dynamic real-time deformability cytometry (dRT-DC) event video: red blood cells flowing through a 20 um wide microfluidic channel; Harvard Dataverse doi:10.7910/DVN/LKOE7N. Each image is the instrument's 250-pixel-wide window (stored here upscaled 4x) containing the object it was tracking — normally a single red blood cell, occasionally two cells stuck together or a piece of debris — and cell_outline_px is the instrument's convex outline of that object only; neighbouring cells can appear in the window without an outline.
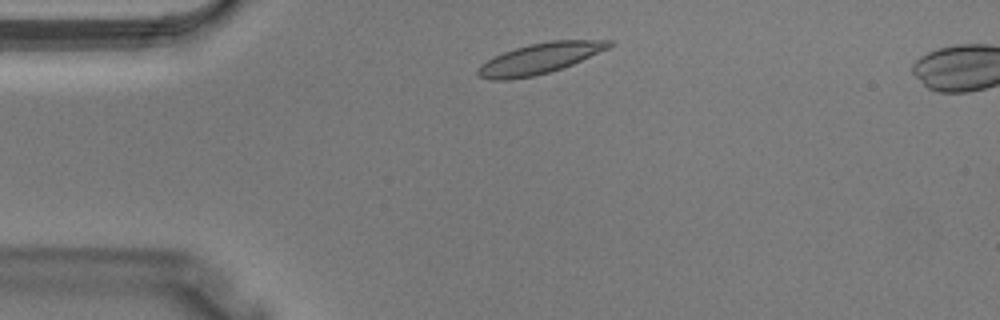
{"species": "Egyptian fruit bat (a non-hibernating species)", "species_latin": "Rousettus aegyptiacus", "temperature_condition": "warm", "stored_images_in_passage": 32, "camera_frame_rate_fps": 3000, "um_per_image_px": 0.085, "animal": {"sex": "male"}, "frame": {"image": 1, "passage_image": 1, "time_ms": 0.0, "image_size_px": [1000, 320], "cell_outline_px": [[612, 44], [608, 48], [564, 68], [532, 76], [508, 80], [492, 80], [476, 76], [476, 68], [480, 64], [504, 52], [528, 44], [552, 40], [612, 40]], "centroid_in_image_um": [45.83, 4.98], "position_along_channel_um": 39.2, "area_um2": 23.29}}
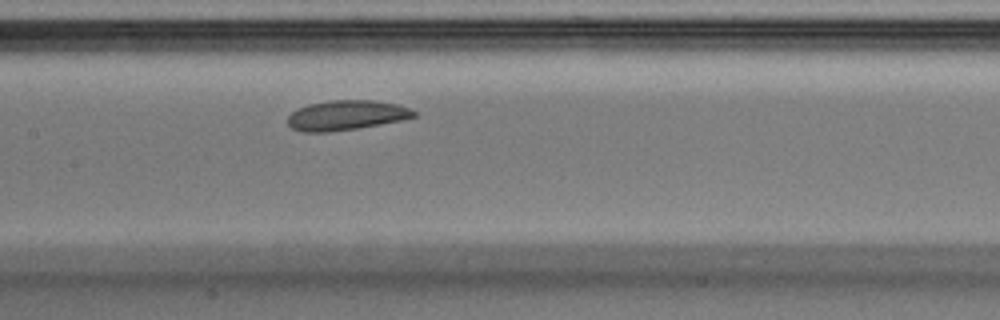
{"frame": {"image": 2, "passage_image": 11, "time_ms": 3.333, "image_size_px": [1000, 320], "cell_outline_px": [[416, 116], [404, 120], [332, 132], [304, 132], [292, 128], [288, 124], [288, 116], [296, 108], [308, 104], [328, 100], [372, 100], [396, 104], [408, 108], [416, 112]], "centroid_in_image_um": [29.41, 9.79], "position_along_channel_um": 178.0, "area_um2": 21.96}}
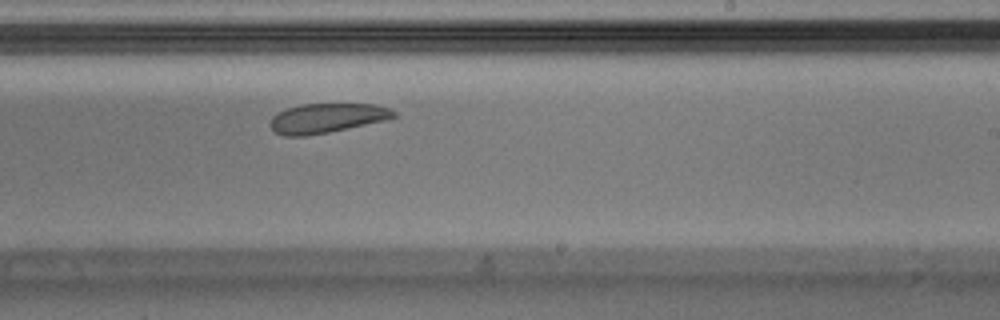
{"frame": {"image": 3, "passage_image": 16, "time_ms": 5.0, "image_size_px": [1000, 320], "cell_outline_px": [[396, 116], [392, 120], [328, 132], [304, 136], [284, 136], [276, 132], [268, 124], [272, 116], [276, 112], [300, 104], [376, 104], [392, 108], [396, 112]], "centroid_in_image_um": [27.84, 10.03], "position_along_channel_um": 261.2, "area_um2": 21.68}}